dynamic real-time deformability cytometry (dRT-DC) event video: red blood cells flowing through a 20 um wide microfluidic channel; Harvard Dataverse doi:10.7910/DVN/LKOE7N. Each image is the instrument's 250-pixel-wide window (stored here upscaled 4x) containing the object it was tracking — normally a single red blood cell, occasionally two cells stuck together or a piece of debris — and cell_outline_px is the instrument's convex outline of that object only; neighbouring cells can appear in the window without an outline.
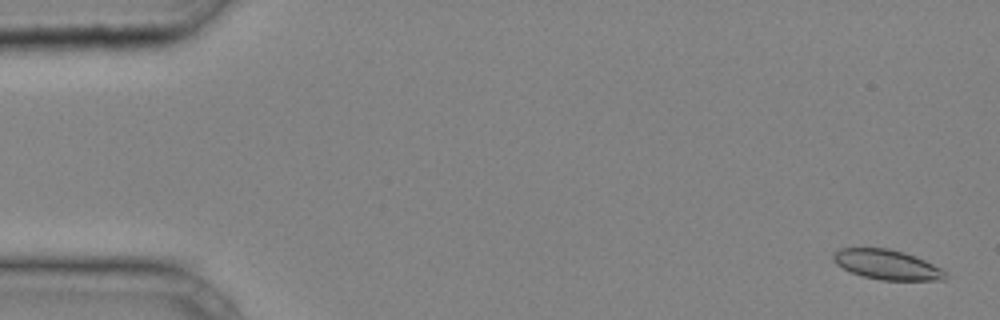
{"species": "common noctule bat (a hibernating species)", "species_latin": "Nyctalus noctula", "temperature_condition": "cold", "stored_images_in_passage": 42, "camera_frame_rate_fps": 3000, "um_per_image_px": 0.085, "animal": {"sex": "male", "body_mass_g": 20.4}, "frame": {"image": 1, "passage_image": 1, "time_ms": 0.0, "image_size_px": [1000, 320], "cell_outline_px": [[948, 276], [944, 280], [880, 280], [860, 276], [836, 264], [832, 260], [832, 256], [840, 248], [888, 248], [904, 252], [924, 260], [948, 272]], "centroid_in_image_um": [75.4, 22.5], "position_along_channel_um": 9.6, "area_um2": 19.48}}
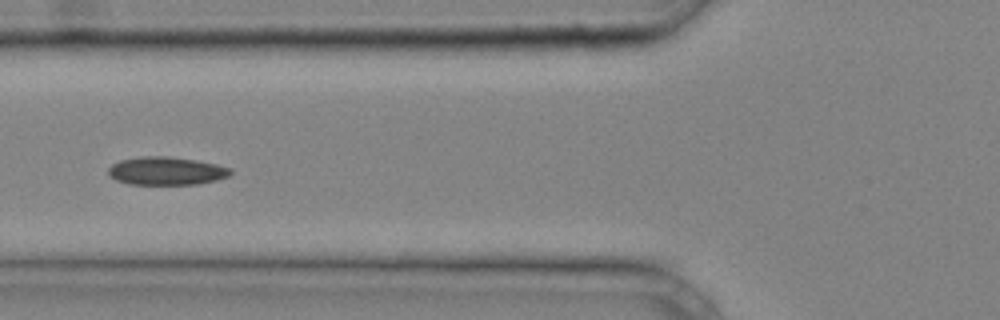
{"frame": {"image": 2, "passage_image": 16, "time_ms": 5.0, "image_size_px": [1000, 320], "cell_outline_px": [[232, 172], [228, 176], [216, 180], [200, 184], [128, 184], [116, 180], [108, 176], [108, 168], [112, 164], [120, 160], [140, 156], [168, 156], [196, 160], [216, 164], [232, 168]], "centroid_in_image_um": [14.12, 14.52], "position_along_channel_um": 111.7, "area_um2": 20.17}}
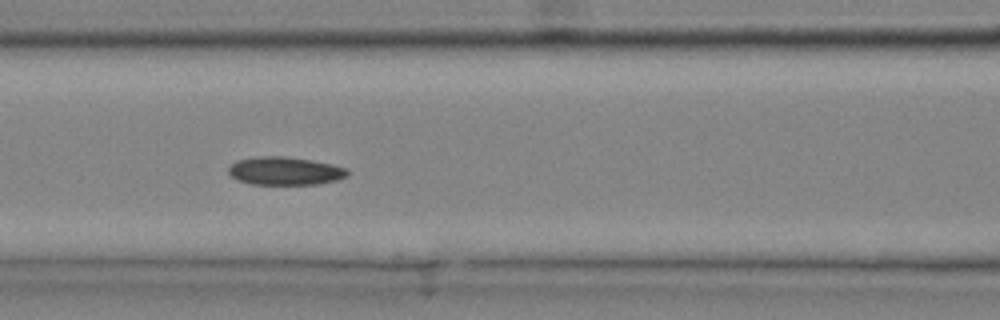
{"frame": {"image": 3, "passage_image": 18, "time_ms": 5.667, "image_size_px": [1000, 320], "cell_outline_px": [[348, 176], [336, 180], [320, 184], [252, 184], [236, 180], [228, 172], [228, 168], [236, 160], [260, 156], [284, 156], [312, 160], [332, 164], [348, 168]], "centroid_in_image_um": [24.23, 14.53], "position_along_channel_um": 142.4, "area_um2": 19.59}}